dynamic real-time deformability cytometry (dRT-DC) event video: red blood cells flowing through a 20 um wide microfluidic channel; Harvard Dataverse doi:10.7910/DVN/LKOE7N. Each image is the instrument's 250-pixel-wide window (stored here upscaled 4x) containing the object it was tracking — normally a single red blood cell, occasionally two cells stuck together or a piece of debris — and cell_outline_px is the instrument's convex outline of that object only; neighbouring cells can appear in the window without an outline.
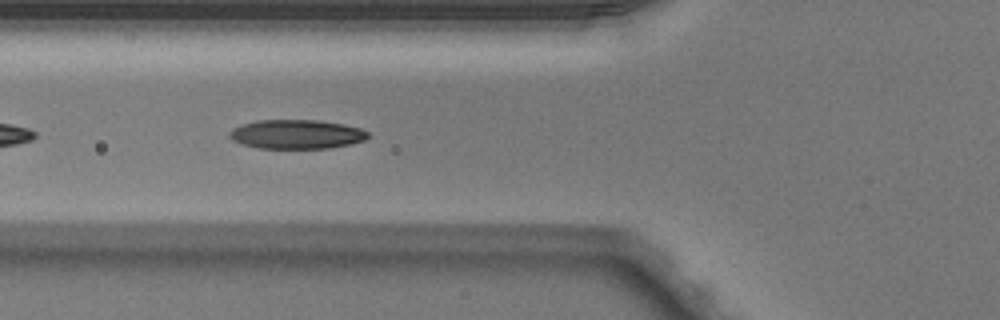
{"species": "Egyptian fruit bat (a non-hibernating species)", "species_latin": "Rousettus aegyptiacus", "temperature_condition": "warm", "stored_images_in_passage": 16, "camera_frame_rate_fps": 3000, "um_per_image_px": 0.085, "animal": {"sex": "male"}, "frame": {"image": 1, "passage_image": 5, "time_ms": 1.333, "image_size_px": [1000, 320], "cell_outline_px": [[368, 136], [364, 140], [352, 144], [328, 148], [260, 148], [244, 144], [232, 140], [228, 136], [228, 132], [232, 128], [240, 124], [256, 120], [316, 120], [344, 124], [360, 128], [368, 132]], "centroid_in_image_um": [25.18, 11.4], "position_along_channel_um": 100.6, "area_um2": 23.58}}